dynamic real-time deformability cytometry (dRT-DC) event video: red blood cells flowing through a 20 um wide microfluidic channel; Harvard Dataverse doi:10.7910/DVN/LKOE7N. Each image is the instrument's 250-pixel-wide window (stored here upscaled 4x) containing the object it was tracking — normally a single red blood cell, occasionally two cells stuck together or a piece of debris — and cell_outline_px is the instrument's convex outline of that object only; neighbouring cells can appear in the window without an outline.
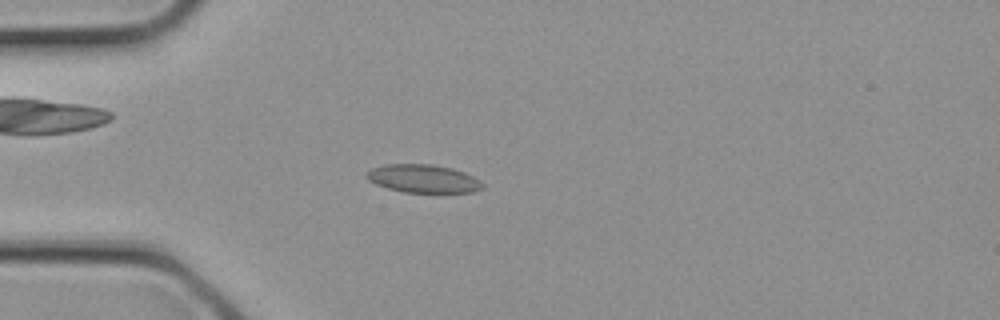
{"species": "common noctule bat (a hibernating species)", "species_latin": "Nyctalus noctula", "temperature_condition": "cold", "stored_images_in_passage": 2, "camera_frame_rate_fps": 3000, "um_per_image_px": 0.085, "animal": {"sex": "female", "body_mass_g": 21.9}, "frame": {"image": 1, "passage_image": 2, "time_ms": 0.333, "image_size_px": [1000, 320], "cell_outline_px": [[484, 188], [472, 192], [404, 192], [388, 188], [376, 184], [368, 180], [364, 176], [364, 172], [372, 168], [384, 164], [432, 164], [452, 168], [464, 172], [480, 180], [484, 184]], "centroid_in_image_um": [35.95, 15.17], "position_along_channel_um": 49.1, "area_um2": 19.13}}